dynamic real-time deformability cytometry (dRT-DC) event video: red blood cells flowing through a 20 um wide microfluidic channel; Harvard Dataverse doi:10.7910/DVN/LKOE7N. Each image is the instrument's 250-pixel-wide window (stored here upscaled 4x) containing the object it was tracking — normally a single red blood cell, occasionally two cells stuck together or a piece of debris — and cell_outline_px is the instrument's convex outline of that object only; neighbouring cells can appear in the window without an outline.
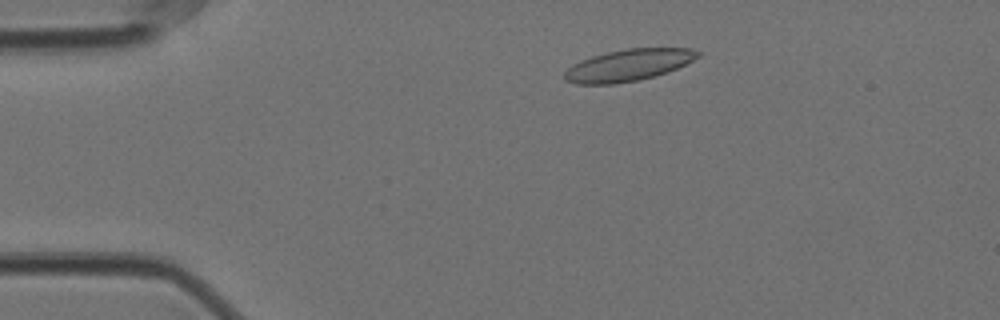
{"species": "Egyptian fruit bat (a non-hibernating species)", "species_latin": "Rousettus aegyptiacus", "temperature_condition": "cold", "stored_images_in_passage": 55, "camera_frame_rate_fps": 3000, "um_per_image_px": 0.085, "animal": {"sex": "female"}, "frame": {"image": 1, "passage_image": 8, "time_ms": 2.333, "image_size_px": [1000, 320], "cell_outline_px": [[700, 56], [668, 72], [636, 80], [616, 84], [576, 84], [564, 80], [564, 72], [572, 64], [580, 60], [592, 56], [608, 52], [628, 48], [692, 48], [700, 52]], "centroid_in_image_um": [53.37, 5.54], "position_along_channel_um": 31.6, "area_um2": 24.51}}
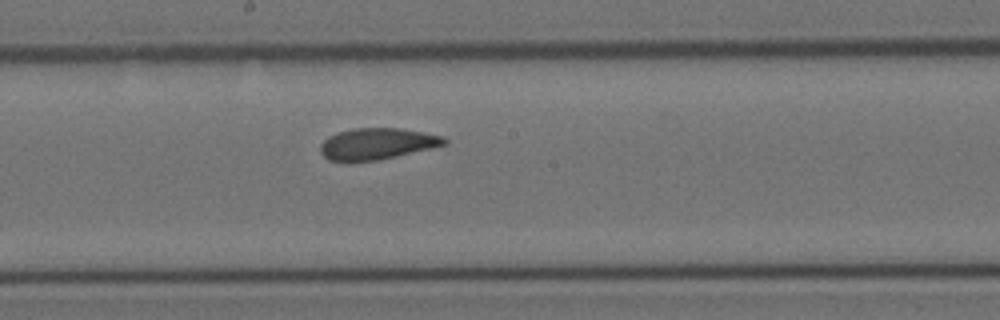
{"frame": {"image": 2, "passage_image": 28, "time_ms": 9.0, "image_size_px": [1000, 320], "cell_outline_px": [[448, 144], [432, 148], [396, 156], [376, 160], [348, 164], [344, 164], [328, 160], [320, 152], [320, 144], [328, 136], [340, 132], [356, 128], [400, 128], [444, 136], [448, 140]], "centroid_in_image_um": [32.01, 12.25], "position_along_channel_um": 216.2, "area_um2": 23.12}}
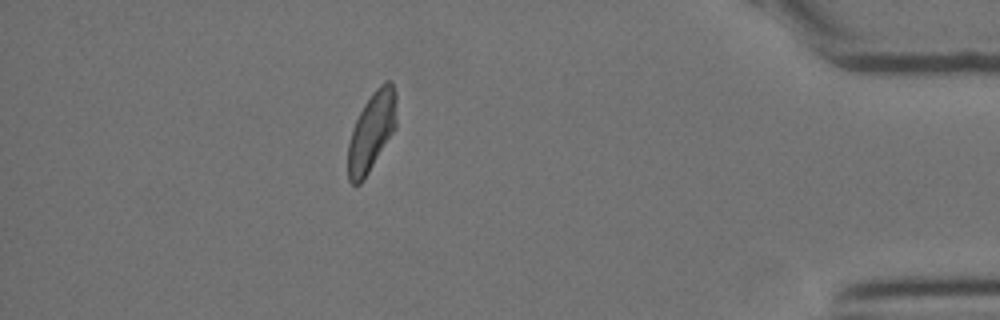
{"frame": {"image": 3, "passage_image": 48, "time_ms": 15.667, "image_size_px": [1000, 320], "cell_outline_px": [[396, 128], [364, 180], [360, 184], [352, 184], [348, 180], [348, 144], [352, 128], [364, 104], [372, 92], [384, 80], [392, 80], [396, 92]], "centroid_in_image_um": [31.6, 11.16], "position_along_channel_um": 403.6, "area_um2": 22.54}, "authors_computed_cell_mechanics": {"area_um2": 23.3512, "velocity_mm_per_s": 3.5037, "shape_relaxation_time_tau1_ms": 6.851, "shape_relaxation_time_tau2_ms": 2.2217, "deformation_change_tau1": 0.1543, "deformation_change_tau2": 0.0952}}